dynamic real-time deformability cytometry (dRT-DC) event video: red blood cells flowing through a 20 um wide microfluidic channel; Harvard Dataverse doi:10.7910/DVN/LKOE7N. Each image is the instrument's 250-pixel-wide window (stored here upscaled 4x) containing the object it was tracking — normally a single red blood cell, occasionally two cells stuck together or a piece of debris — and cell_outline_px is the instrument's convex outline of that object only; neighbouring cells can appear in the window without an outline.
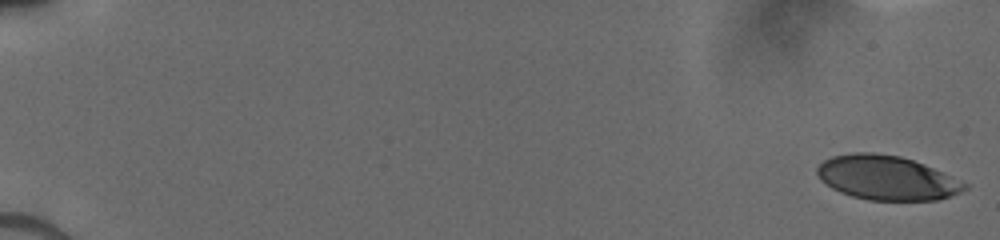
{"species": "human", "species_latin": "Homo sapiens", "temperature_condition": "cold", "stored_images_in_passage": 49, "camera_frame_rate_fps": 3000, "um_per_image_px": 0.085, "donor": {"sex": "male"}, "frame": {"image": 1, "passage_image": 1, "time_ms": 0.0, "image_size_px": [1000, 240], "cell_outline_px": [[968, 188], [960, 192], [936, 200], [868, 200], [852, 196], [840, 192], [832, 188], [820, 180], [816, 172], [816, 168], [824, 160], [832, 156], [856, 152], [872, 152], [900, 156], [924, 164], [968, 184]], "centroid_in_image_um": [75.34, 15.11], "position_along_channel_um": 9.7, "area_um2": 37.86}}
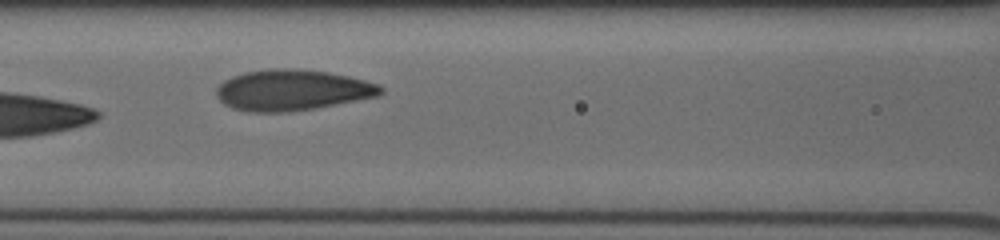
{"frame": {"image": 2, "passage_image": 31, "time_ms": 8.667, "image_size_px": [1000, 240], "cell_outline_px": [[384, 92], [380, 96], [316, 108], [280, 112], [248, 112], [232, 108], [224, 104], [216, 96], [216, 88], [224, 80], [232, 76], [244, 72], [268, 68], [296, 68], [328, 72], [348, 76], [380, 84], [384, 88]], "centroid_in_image_um": [24.85, 7.65], "position_along_channel_um": 141.8, "area_um2": 39.48}}
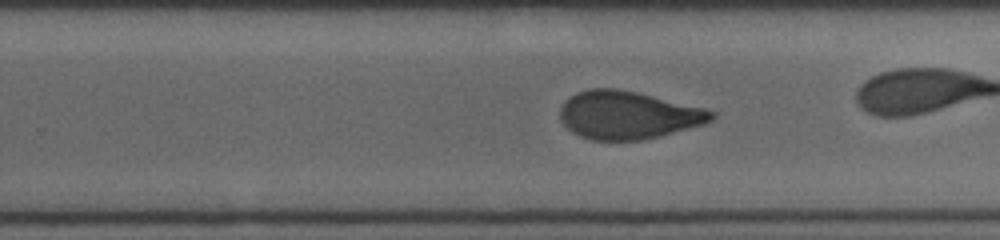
{"frame": {"image": 3, "passage_image": 39, "time_ms": 11.333, "image_size_px": [1000, 240], "cell_outline_px": [[716, 116], [712, 120], [704, 124], [660, 136], [640, 140], [592, 140], [580, 136], [572, 132], [560, 120], [560, 108], [564, 100], [568, 96], [576, 92], [588, 88], [620, 88], [708, 108], [716, 112]], "centroid_in_image_um": [53.39, 9.76], "position_along_channel_um": 276.4, "area_um2": 42.83}}